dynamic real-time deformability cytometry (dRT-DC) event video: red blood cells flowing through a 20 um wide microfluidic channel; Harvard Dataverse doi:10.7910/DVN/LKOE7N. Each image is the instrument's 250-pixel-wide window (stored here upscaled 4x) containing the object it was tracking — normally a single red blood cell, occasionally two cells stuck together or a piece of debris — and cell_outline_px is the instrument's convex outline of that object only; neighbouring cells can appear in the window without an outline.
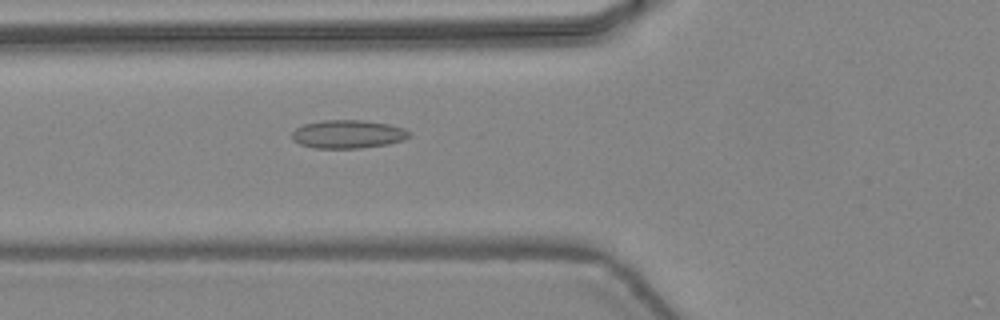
{"species": "common noctule bat (a hibernating species)", "species_latin": "Nyctalus noctula", "temperature_condition": "warm", "stored_images_in_passage": 46, "camera_frame_rate_fps": 3000, "um_per_image_px": 0.085, "animal": {"sex": "female", "body_mass_g": 24.6, "forearm_length_mm": 56.2}, "frame": {"image": 1, "passage_image": 18, "time_ms": 5.667, "image_size_px": [1000, 320], "cell_outline_px": [[412, 136], [404, 140], [388, 144], [360, 148], [316, 148], [300, 144], [292, 140], [292, 132], [296, 128], [304, 124], [324, 120], [360, 120], [388, 124], [404, 128]], "centroid_in_image_um": [29.58, 11.41], "position_along_channel_um": 96.2, "area_um2": 19.31}}
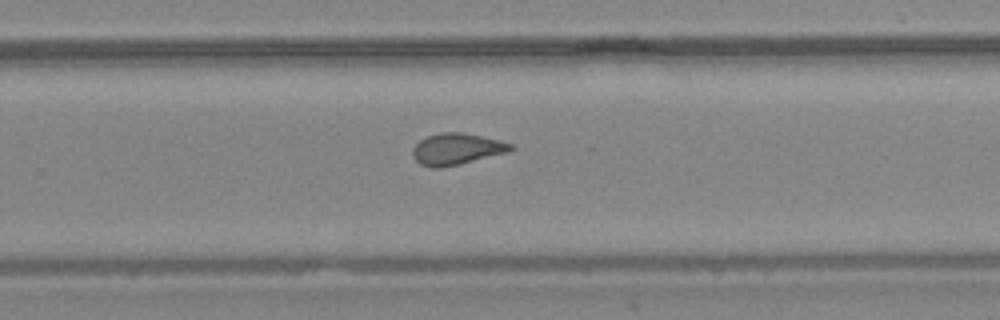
{"frame": {"image": 2, "passage_image": 31, "time_ms": 10.0, "image_size_px": [1000, 320], "cell_outline_px": [[512, 148], [508, 152], [460, 164], [440, 168], [432, 168], [420, 164], [412, 156], [412, 148], [420, 140], [428, 136], [440, 132], [460, 132], [500, 140], [512, 144]], "centroid_in_image_um": [38.78, 12.67], "position_along_channel_um": 291.0, "area_um2": 17.86}}
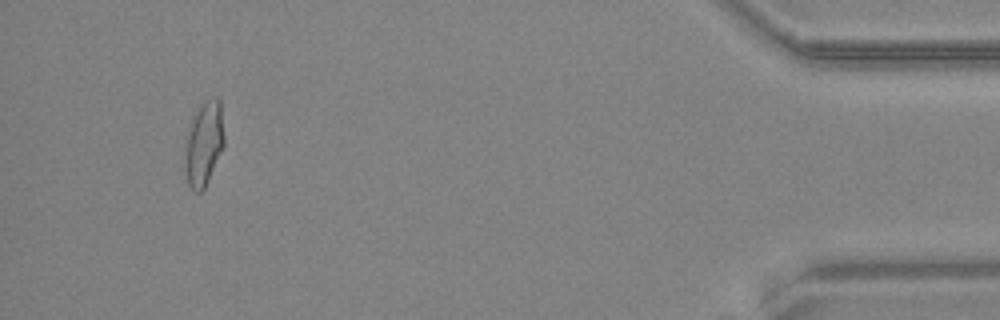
{"frame": {"image": 3, "passage_image": 44, "time_ms": 14.333, "image_size_px": [1000, 320], "cell_outline_px": [[224, 144], [208, 180], [204, 188], [200, 192], [192, 192], [188, 184], [184, 168], [188, 136], [196, 112], [200, 104], [212, 96], [216, 96], [220, 100], [224, 136]], "centroid_in_image_um": [17.35, 12.22], "position_along_channel_um": 417.9, "area_um2": 18.79}, "authors_computed_cell_mechanics": {"area_um2": 18.5249, "velocity_mm_per_s": 4.4978, "shape_relaxation_time_tau1_ms": null, "shape_relaxation_time_tau2_ms": 1.6603, "deformation_change_tau1": null, "deformation_change_tau2": 0.0893}}